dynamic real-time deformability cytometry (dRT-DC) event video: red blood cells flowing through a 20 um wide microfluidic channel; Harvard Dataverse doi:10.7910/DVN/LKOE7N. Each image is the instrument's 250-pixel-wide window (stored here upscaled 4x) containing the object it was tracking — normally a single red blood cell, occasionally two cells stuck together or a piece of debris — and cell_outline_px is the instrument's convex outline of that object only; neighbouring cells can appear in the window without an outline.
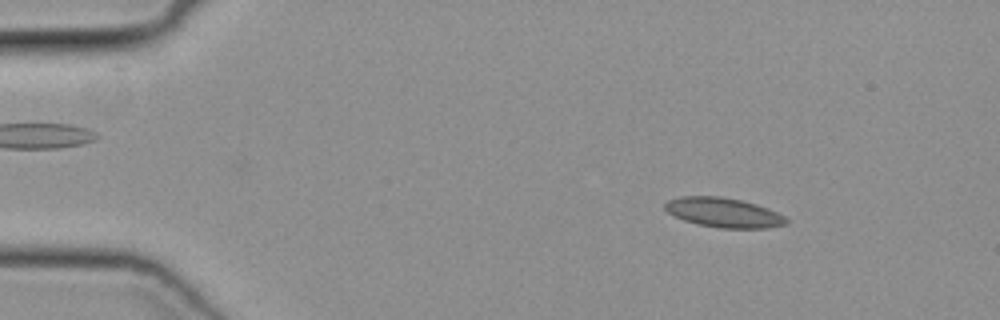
{"species": "common noctule bat (a hibernating species)", "species_latin": "Nyctalus noctula", "temperature_condition": "cold", "stored_images_in_passage": 49, "camera_frame_rate_fps": 3000, "um_per_image_px": 0.085, "animal": {"sex": "female", "body_mass_g": 19.3, "forearm_length_mm": 54.1}, "frame": {"image": 1, "passage_image": 6, "time_ms": 1.667, "image_size_px": [1000, 320], "cell_outline_px": [[788, 224], [768, 228], [720, 228], [696, 224], [684, 220], [668, 212], [664, 208], [664, 204], [668, 200], [680, 196], [720, 196], [740, 200], [756, 204], [768, 208], [784, 216], [788, 220]], "centroid_in_image_um": [61.51, 18.07], "position_along_channel_um": 23.5, "area_um2": 20.92}}
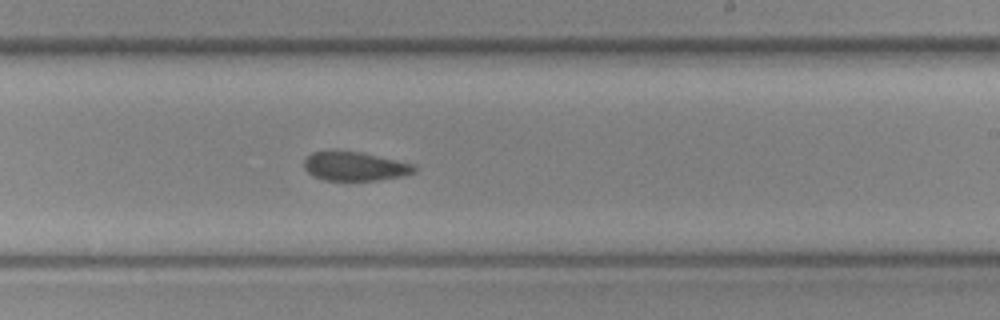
{"frame": {"image": 2, "passage_image": 29, "time_ms": 9.333, "image_size_px": [1000, 320], "cell_outline_px": [[416, 172], [404, 176], [380, 180], [324, 180], [312, 176], [304, 168], [304, 160], [312, 152], [360, 152], [412, 164], [416, 168]], "centroid_in_image_um": [30.16, 14.16], "position_along_channel_um": 258.8, "area_um2": 18.26}}
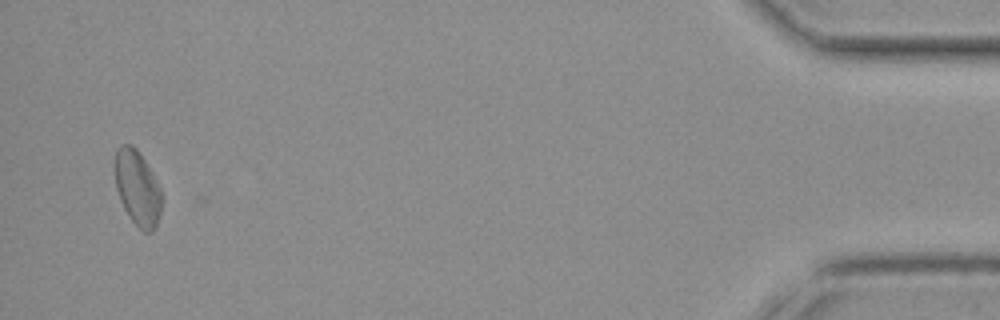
{"frame": {"image": 3, "passage_image": 47, "time_ms": 15.333, "image_size_px": [1000, 320], "cell_outline_px": [[160, 212], [156, 228], [152, 232], [144, 232], [128, 216], [120, 200], [116, 188], [112, 164], [116, 148], [120, 144], [132, 144], [136, 148], [152, 172], [160, 188]], "centroid_in_image_um": [11.62, 15.93], "position_along_channel_um": 423.6, "area_um2": 20.69}}